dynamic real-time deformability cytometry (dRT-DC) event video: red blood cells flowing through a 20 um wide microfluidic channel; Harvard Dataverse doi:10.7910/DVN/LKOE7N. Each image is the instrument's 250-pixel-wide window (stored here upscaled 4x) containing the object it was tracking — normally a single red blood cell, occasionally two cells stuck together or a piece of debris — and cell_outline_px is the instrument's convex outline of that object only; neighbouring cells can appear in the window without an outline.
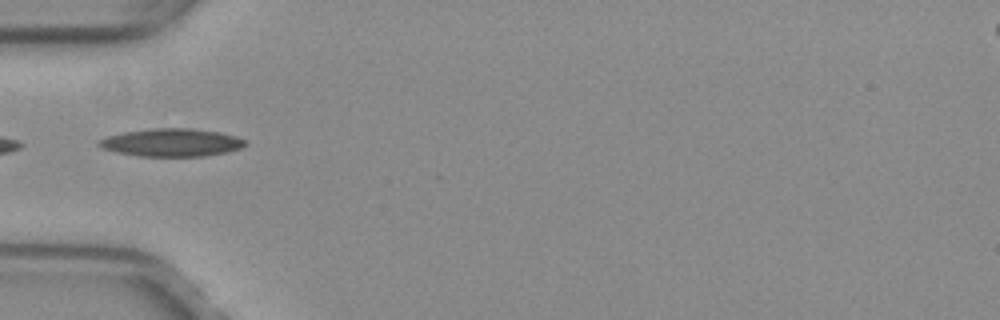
{"species": "common noctule bat (a hibernating species)", "species_latin": "Nyctalus noctula", "temperature_condition": "warm", "stored_images_in_passage": 3, "camera_frame_rate_fps": 3000, "um_per_image_px": 0.085, "animal": {"sex": "female", "body_mass_g": 29.2, "forearm_length_mm": 56.3}, "frame": {"image": 1, "passage_image": 1, "time_ms": 0.0, "image_size_px": [1000, 320], "cell_outline_px": [[248, 144], [240, 148], [228, 152], [204, 156], [140, 156], [116, 152], [100, 148], [96, 144], [100, 140], [108, 136], [124, 132], [152, 128], [188, 128], [220, 132], [236, 136], [244, 140]], "centroid_in_image_um": [14.59, 12.11], "position_along_channel_um": 70.4, "area_um2": 23.76}}